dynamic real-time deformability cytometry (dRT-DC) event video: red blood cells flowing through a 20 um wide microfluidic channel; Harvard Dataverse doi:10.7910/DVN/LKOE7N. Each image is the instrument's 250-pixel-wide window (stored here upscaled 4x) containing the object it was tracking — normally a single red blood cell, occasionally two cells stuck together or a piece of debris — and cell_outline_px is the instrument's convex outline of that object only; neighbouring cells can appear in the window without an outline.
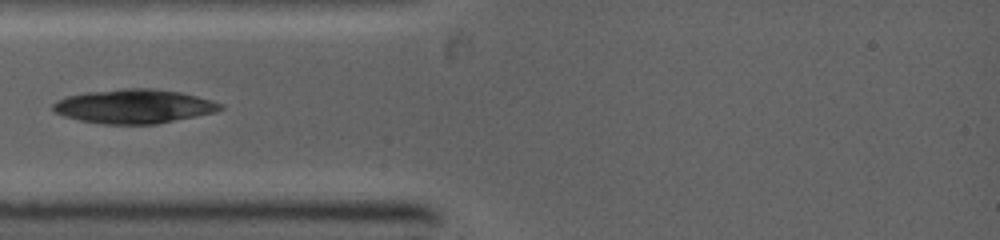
{"species": "common noctule bat (a hibernating species)", "species_latin": "Nyctalus noctula", "temperature_condition": "warm", "stored_images_in_passage": 58, "camera_frame_rate_fps": 5000, "um_per_image_px": 0.085, "animal": {"sex": "female", "body_mass_g": 19.0, "forearm_length_mm": 53.3}, "frame": {"image": 1, "passage_image": 1, "time_ms": 0.0, "image_size_px": [1000, 240], "cell_outline_px": [[224, 108], [216, 112], [156, 124], [104, 124], [80, 120], [64, 116], [56, 112], [52, 108], [52, 104], [56, 100], [68, 96], [88, 92], [124, 88], [152, 88], [180, 92], [212, 100], [224, 104]], "centroid_in_image_um": [11.41, 9.03], "position_along_channel_um": 73.6, "area_um2": 33.18}}
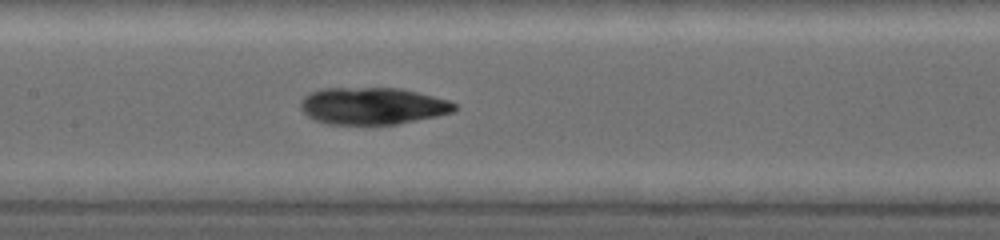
{"frame": {"image": 2, "passage_image": 17, "time_ms": 2.2, "image_size_px": [1000, 240], "cell_outline_px": [[456, 108], [452, 112], [436, 116], [396, 124], [328, 124], [316, 120], [308, 116], [300, 108], [300, 100], [308, 92], [324, 88], [400, 88], [448, 100], [456, 104]], "centroid_in_image_um": [31.62, 9.0], "position_along_channel_um": 175.8, "area_um2": 33.06}}
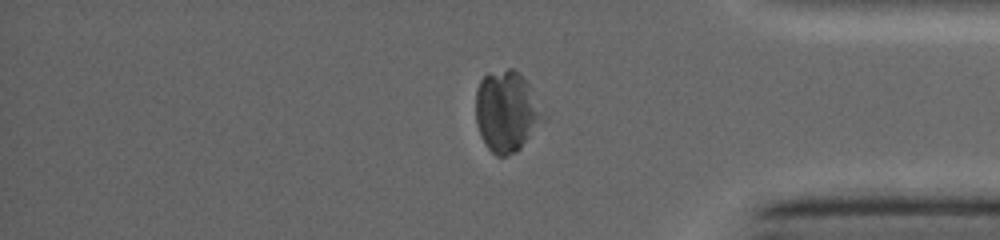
{"frame": {"image": 3, "passage_image": 51, "time_ms": 7.2, "image_size_px": [1000, 240], "cell_outline_px": [[548, 116], [520, 148], [516, 152], [504, 156], [496, 156], [484, 144], [480, 136], [476, 124], [476, 88], [480, 80], [488, 72], [508, 68], [512, 68], [520, 72], [548, 112]], "centroid_in_image_um": [43.1, 9.45], "position_along_channel_um": 392.1, "area_um2": 32.66}}